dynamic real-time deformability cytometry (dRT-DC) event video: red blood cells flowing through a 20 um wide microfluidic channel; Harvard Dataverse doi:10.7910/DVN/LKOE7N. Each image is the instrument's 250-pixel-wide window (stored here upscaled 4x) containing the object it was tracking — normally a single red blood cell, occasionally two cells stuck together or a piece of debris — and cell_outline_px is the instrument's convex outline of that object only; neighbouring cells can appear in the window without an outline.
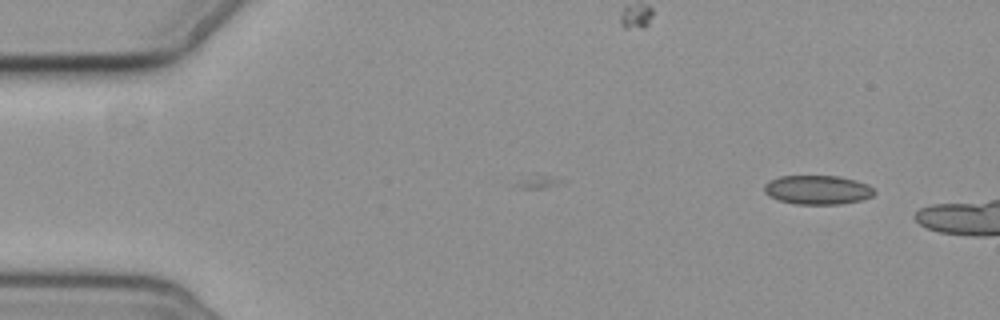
{"species": "common noctule bat (a hibernating species)", "species_latin": "Nyctalus noctula", "temperature_condition": "cold", "stored_images_in_passage": 4, "camera_frame_rate_fps": 3000, "um_per_image_px": 0.085, "animal": {"sex": "female", "body_mass_g": 19.3, "forearm_length_mm": 54.1}, "frame": {"image": 1, "passage_image": 4, "time_ms": 3.333, "image_size_px": [1000, 320], "cell_outline_px": [[876, 192], [872, 196], [864, 200], [840, 204], [796, 204], [780, 200], [768, 196], [764, 192], [764, 184], [768, 180], [780, 176], [840, 176], [856, 180], [868, 184]], "centroid_in_image_um": [69.5, 16.13], "position_along_channel_um": 15.5, "area_um2": 18.84}}